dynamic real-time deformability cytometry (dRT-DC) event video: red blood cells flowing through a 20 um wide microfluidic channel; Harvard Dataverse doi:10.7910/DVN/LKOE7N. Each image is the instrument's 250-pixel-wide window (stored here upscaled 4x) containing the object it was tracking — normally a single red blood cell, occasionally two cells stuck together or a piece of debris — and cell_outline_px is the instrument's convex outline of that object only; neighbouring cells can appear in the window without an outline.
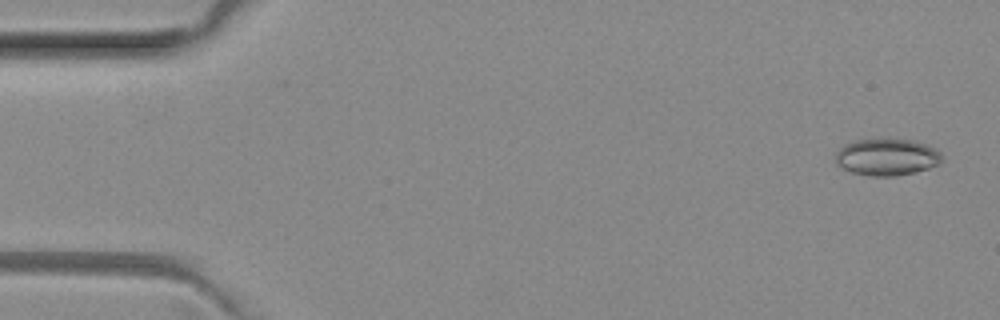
{"species": "common noctule bat (a hibernating species)", "species_latin": "Nyctalus noctula", "temperature_condition": "room temperature", "stored_images_in_passage": 6, "camera_frame_rate_fps": 3000, "um_per_image_px": 0.085, "animal": {"sex": "female", "body_mass_g": 29.2, "forearm_length_mm": 56.3}, "frame": {"image": 1, "passage_image": 1, "time_ms": 0.0, "image_size_px": [1000, 320], "cell_outline_px": [[940, 164], [916, 172], [896, 176], [872, 176], [852, 172], [836, 164], [836, 152], [844, 144], [852, 140], [888, 136], [912, 140], [936, 148], [940, 152]], "centroid_in_image_um": [75.36, 13.3], "position_along_channel_um": 9.6, "area_um2": 23.47}}
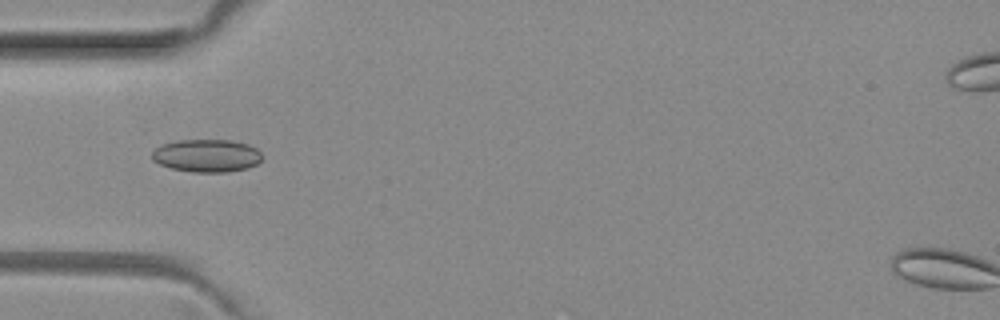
{"frame": {"image": 2, "passage_image": 5, "time_ms": 1.333, "image_size_px": [1000, 320], "cell_outline_px": [[264, 156], [256, 164], [248, 168], [228, 172], [192, 172], [172, 168], [160, 164], [152, 160], [152, 152], [160, 144], [176, 140], [232, 140], [248, 144], [256, 148]], "centroid_in_image_um": [17.58, 13.22], "position_along_channel_um": 67.4, "area_um2": 21.21}}
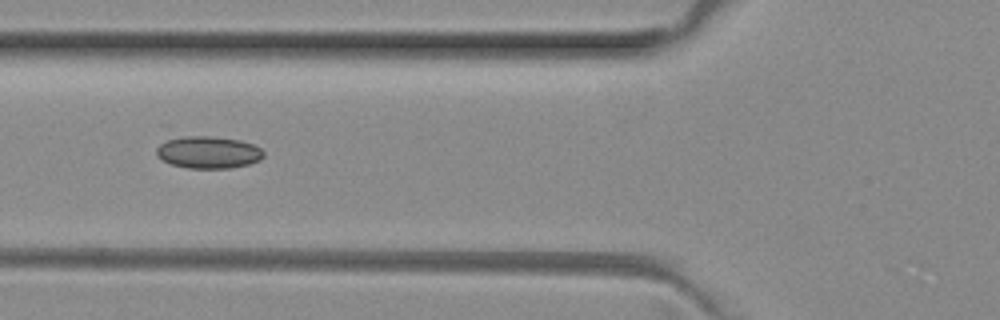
{"frame": {"image": 3, "passage_image": 6, "time_ms": 1.667, "image_size_px": [1000, 320], "cell_outline_px": [[264, 156], [260, 160], [248, 164], [228, 168], [188, 168], [172, 164], [156, 156], [156, 148], [160, 144], [168, 140], [184, 136], [208, 136], [240, 140], [252, 144], [260, 148], [264, 152]], "centroid_in_image_um": [17.71, 12.95], "position_along_channel_um": 108.1, "area_um2": 19.88}}